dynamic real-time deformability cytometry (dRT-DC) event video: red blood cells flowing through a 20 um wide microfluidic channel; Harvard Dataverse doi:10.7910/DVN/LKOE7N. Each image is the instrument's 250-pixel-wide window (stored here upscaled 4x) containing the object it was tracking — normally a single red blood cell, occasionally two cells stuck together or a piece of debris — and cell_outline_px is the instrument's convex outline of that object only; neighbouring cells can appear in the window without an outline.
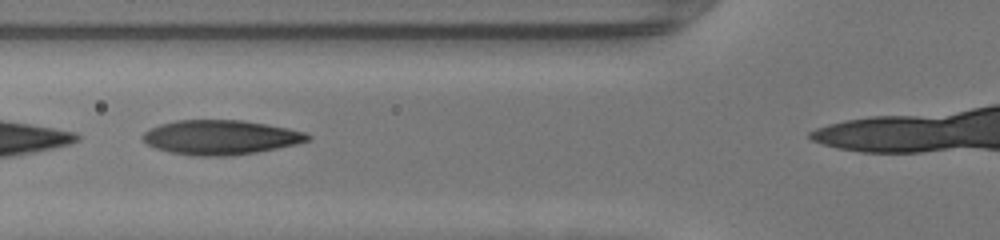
{"species": "human", "species_latin": "Homo sapiens", "temperature_condition": "warm", "stored_images_in_passage": 28, "camera_frame_rate_fps": 3000, "um_per_image_px": 0.085, "donor": {"sex": "female"}, "frame": {"image": 1, "passage_image": 7, "time_ms": 2.0, "image_size_px": [1000, 240], "cell_outline_px": [[312, 140], [296, 144], [256, 152], [232, 156], [196, 156], [172, 152], [156, 148], [148, 144], [140, 136], [144, 132], [160, 124], [176, 120], [240, 120], [288, 128], [304, 132], [312, 136]], "centroid_in_image_um": [18.76, 11.67], "position_along_channel_um": 107.0, "area_um2": 33.0}}
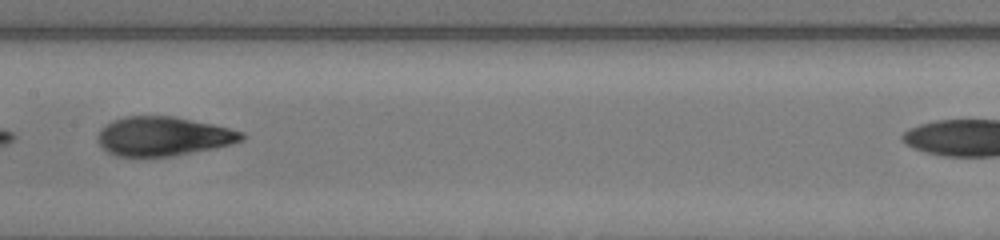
{"frame": {"image": 2, "passage_image": 13, "time_ms": 4.0, "image_size_px": [1000, 240], "cell_outline_px": [[248, 136], [244, 140], [232, 144], [216, 148], [172, 156], [116, 156], [108, 152], [96, 140], [96, 136], [100, 128], [112, 120], [124, 116], [176, 116], [212, 124], [244, 132]], "centroid_in_image_um": [13.89, 11.58], "position_along_channel_um": 193.5, "area_um2": 33.12}}
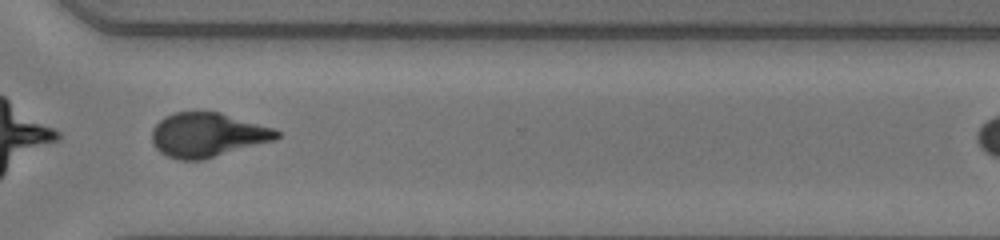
{"frame": {"image": 3, "passage_image": 24, "time_ms": 7.667, "image_size_px": [1000, 240], "cell_outline_px": [[280, 136], [276, 140], [204, 160], [180, 160], [168, 156], [160, 152], [152, 144], [152, 128], [164, 116], [176, 112], [220, 112], [276, 128], [280, 132]], "centroid_in_image_um": [17.67, 11.47], "position_along_channel_um": 352.9, "area_um2": 32.54}}